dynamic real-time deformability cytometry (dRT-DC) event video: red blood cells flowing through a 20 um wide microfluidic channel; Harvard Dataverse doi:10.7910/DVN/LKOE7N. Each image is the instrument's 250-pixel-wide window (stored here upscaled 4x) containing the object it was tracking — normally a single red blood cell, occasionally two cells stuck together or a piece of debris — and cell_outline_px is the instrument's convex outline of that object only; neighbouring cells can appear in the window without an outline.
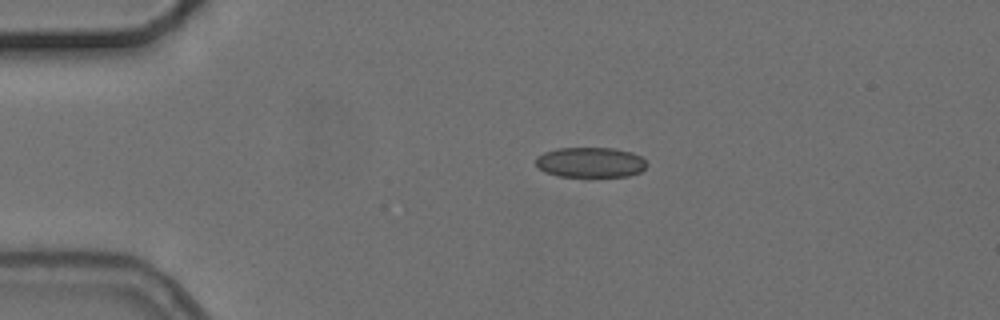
{"species": "common noctule bat (a hibernating species)", "species_latin": "Nyctalus noctula", "temperature_condition": "cold", "stored_images_in_passage": 3, "camera_frame_rate_fps": 3000, "um_per_image_px": 0.085, "animal": {"sex": "female", "body_mass_g": 24.6, "forearm_length_mm": 56.2}, "frame": {"image": 1, "passage_image": 1, "time_ms": 0.0, "image_size_px": [1000, 320], "cell_outline_px": [[648, 164], [640, 172], [628, 176], [588, 180], [584, 180], [556, 176], [544, 172], [536, 164], [536, 156], [544, 152], [556, 148], [612, 148], [632, 152], [640, 156]], "centroid_in_image_um": [50.16, 13.86], "position_along_channel_um": 34.8, "area_um2": 20.63}}
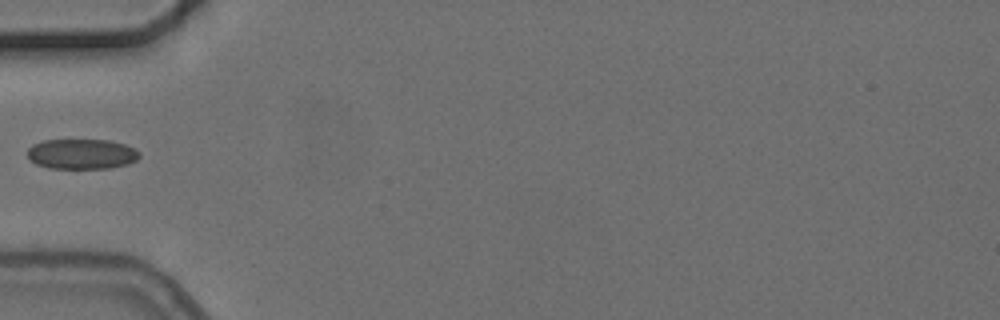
{"frame": {"image": 2, "passage_image": 3, "time_ms": 2.333, "image_size_px": [1000, 320], "cell_outline_px": [[140, 156], [136, 160], [128, 164], [112, 168], [48, 168], [36, 164], [28, 160], [28, 148], [32, 144], [44, 140], [108, 140], [124, 144], [140, 152]], "centroid_in_image_um": [6.92, 13.09], "position_along_channel_um": 78.1, "area_um2": 19.77}}